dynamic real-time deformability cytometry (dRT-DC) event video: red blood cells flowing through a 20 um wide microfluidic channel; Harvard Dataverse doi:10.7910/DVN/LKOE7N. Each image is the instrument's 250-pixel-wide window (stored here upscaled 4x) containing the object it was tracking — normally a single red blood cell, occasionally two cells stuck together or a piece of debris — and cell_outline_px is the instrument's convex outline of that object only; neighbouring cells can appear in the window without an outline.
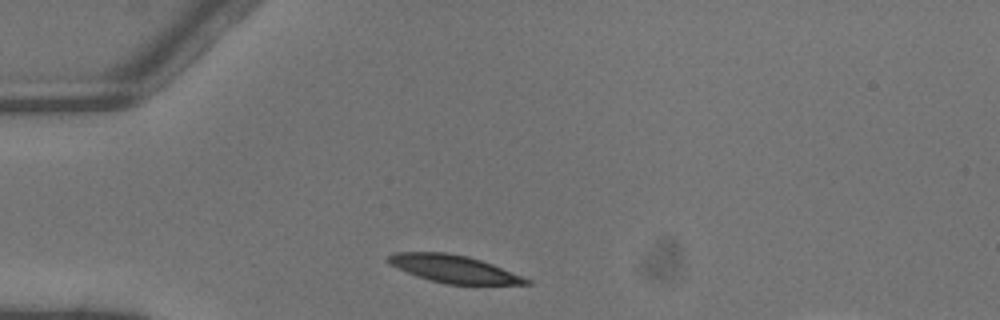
{"species": "common noctule bat (a hibernating species)", "species_latin": "Nyctalus noctula", "temperature_condition": "warm", "stored_images_in_passage": 1, "camera_frame_rate_fps": 3000, "um_per_image_px": 0.085, "animal": {"sex": "male", "body_mass_g": 13.3}, "frame": {"image": 1, "passage_image": 1, "time_ms": 0.0, "image_size_px": [1000, 320], "cell_outline_px": [[532, 284], [444, 284], [428, 280], [416, 276], [396, 268], [388, 264], [384, 260], [388, 256], [396, 252], [444, 252], [468, 256], [492, 264], [532, 280]], "centroid_in_image_um": [38.51, 22.85], "position_along_channel_um": 46.5, "area_um2": 22.25}}